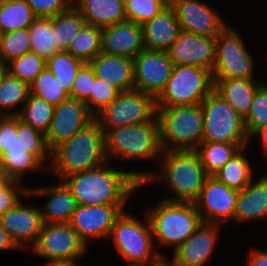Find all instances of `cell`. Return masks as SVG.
Listing matches in <instances>:
<instances>
[{
    "label": "cell",
    "mask_w": 267,
    "mask_h": 266,
    "mask_svg": "<svg viewBox=\"0 0 267 266\" xmlns=\"http://www.w3.org/2000/svg\"><path fill=\"white\" fill-rule=\"evenodd\" d=\"M120 93L112 84L95 78L90 97L85 101L89 110L96 115L106 105H109Z\"/></svg>",
    "instance_id": "cell-43"
},
{
    "label": "cell",
    "mask_w": 267,
    "mask_h": 266,
    "mask_svg": "<svg viewBox=\"0 0 267 266\" xmlns=\"http://www.w3.org/2000/svg\"><path fill=\"white\" fill-rule=\"evenodd\" d=\"M66 51L83 63H90L101 52V28L85 24Z\"/></svg>",
    "instance_id": "cell-34"
},
{
    "label": "cell",
    "mask_w": 267,
    "mask_h": 266,
    "mask_svg": "<svg viewBox=\"0 0 267 266\" xmlns=\"http://www.w3.org/2000/svg\"><path fill=\"white\" fill-rule=\"evenodd\" d=\"M215 50L216 37L199 36L181 29L178 39L167 50V54L173 65L196 66L212 72Z\"/></svg>",
    "instance_id": "cell-20"
},
{
    "label": "cell",
    "mask_w": 267,
    "mask_h": 266,
    "mask_svg": "<svg viewBox=\"0 0 267 266\" xmlns=\"http://www.w3.org/2000/svg\"><path fill=\"white\" fill-rule=\"evenodd\" d=\"M111 164L106 162L62 180L77 205H126L148 176V171H124Z\"/></svg>",
    "instance_id": "cell-1"
},
{
    "label": "cell",
    "mask_w": 267,
    "mask_h": 266,
    "mask_svg": "<svg viewBox=\"0 0 267 266\" xmlns=\"http://www.w3.org/2000/svg\"><path fill=\"white\" fill-rule=\"evenodd\" d=\"M31 52L47 61L61 50L57 46L51 18L37 17L28 28Z\"/></svg>",
    "instance_id": "cell-32"
},
{
    "label": "cell",
    "mask_w": 267,
    "mask_h": 266,
    "mask_svg": "<svg viewBox=\"0 0 267 266\" xmlns=\"http://www.w3.org/2000/svg\"><path fill=\"white\" fill-rule=\"evenodd\" d=\"M36 17L51 18L68 10L73 0H25Z\"/></svg>",
    "instance_id": "cell-46"
},
{
    "label": "cell",
    "mask_w": 267,
    "mask_h": 266,
    "mask_svg": "<svg viewBox=\"0 0 267 266\" xmlns=\"http://www.w3.org/2000/svg\"><path fill=\"white\" fill-rule=\"evenodd\" d=\"M148 266H178L172 259L169 261L166 256H160L156 261L150 263Z\"/></svg>",
    "instance_id": "cell-52"
},
{
    "label": "cell",
    "mask_w": 267,
    "mask_h": 266,
    "mask_svg": "<svg viewBox=\"0 0 267 266\" xmlns=\"http://www.w3.org/2000/svg\"><path fill=\"white\" fill-rule=\"evenodd\" d=\"M33 254L47 261L84 258L88 247L69 223L43 224Z\"/></svg>",
    "instance_id": "cell-13"
},
{
    "label": "cell",
    "mask_w": 267,
    "mask_h": 266,
    "mask_svg": "<svg viewBox=\"0 0 267 266\" xmlns=\"http://www.w3.org/2000/svg\"><path fill=\"white\" fill-rule=\"evenodd\" d=\"M168 3L169 0H124L126 20L141 25L154 18Z\"/></svg>",
    "instance_id": "cell-42"
},
{
    "label": "cell",
    "mask_w": 267,
    "mask_h": 266,
    "mask_svg": "<svg viewBox=\"0 0 267 266\" xmlns=\"http://www.w3.org/2000/svg\"><path fill=\"white\" fill-rule=\"evenodd\" d=\"M219 224L202 222L172 254L178 266H204L213 253L219 232Z\"/></svg>",
    "instance_id": "cell-21"
},
{
    "label": "cell",
    "mask_w": 267,
    "mask_h": 266,
    "mask_svg": "<svg viewBox=\"0 0 267 266\" xmlns=\"http://www.w3.org/2000/svg\"><path fill=\"white\" fill-rule=\"evenodd\" d=\"M104 141L107 160L111 163L114 158L121 161L154 159L158 163L162 153L157 118L107 130L104 132Z\"/></svg>",
    "instance_id": "cell-4"
},
{
    "label": "cell",
    "mask_w": 267,
    "mask_h": 266,
    "mask_svg": "<svg viewBox=\"0 0 267 266\" xmlns=\"http://www.w3.org/2000/svg\"><path fill=\"white\" fill-rule=\"evenodd\" d=\"M77 262L78 261L76 260H70V261L52 260V261H47L42 266H81L77 264Z\"/></svg>",
    "instance_id": "cell-51"
},
{
    "label": "cell",
    "mask_w": 267,
    "mask_h": 266,
    "mask_svg": "<svg viewBox=\"0 0 267 266\" xmlns=\"http://www.w3.org/2000/svg\"><path fill=\"white\" fill-rule=\"evenodd\" d=\"M44 61L37 54L29 52L7 63L8 73L17 79L31 84L45 68Z\"/></svg>",
    "instance_id": "cell-40"
},
{
    "label": "cell",
    "mask_w": 267,
    "mask_h": 266,
    "mask_svg": "<svg viewBox=\"0 0 267 266\" xmlns=\"http://www.w3.org/2000/svg\"><path fill=\"white\" fill-rule=\"evenodd\" d=\"M151 210V211H150ZM147 216L155 247L174 246L175 251L202 223L194 203L161 200Z\"/></svg>",
    "instance_id": "cell-6"
},
{
    "label": "cell",
    "mask_w": 267,
    "mask_h": 266,
    "mask_svg": "<svg viewBox=\"0 0 267 266\" xmlns=\"http://www.w3.org/2000/svg\"><path fill=\"white\" fill-rule=\"evenodd\" d=\"M29 95L30 85L7 72L0 84V116L18 115L16 108L22 107Z\"/></svg>",
    "instance_id": "cell-33"
},
{
    "label": "cell",
    "mask_w": 267,
    "mask_h": 266,
    "mask_svg": "<svg viewBox=\"0 0 267 266\" xmlns=\"http://www.w3.org/2000/svg\"><path fill=\"white\" fill-rule=\"evenodd\" d=\"M249 138L261 127L267 126V83L264 81L256 90L250 111L244 119Z\"/></svg>",
    "instance_id": "cell-41"
},
{
    "label": "cell",
    "mask_w": 267,
    "mask_h": 266,
    "mask_svg": "<svg viewBox=\"0 0 267 266\" xmlns=\"http://www.w3.org/2000/svg\"><path fill=\"white\" fill-rule=\"evenodd\" d=\"M242 38L230 24L216 37L213 79H255V61Z\"/></svg>",
    "instance_id": "cell-12"
},
{
    "label": "cell",
    "mask_w": 267,
    "mask_h": 266,
    "mask_svg": "<svg viewBox=\"0 0 267 266\" xmlns=\"http://www.w3.org/2000/svg\"><path fill=\"white\" fill-rule=\"evenodd\" d=\"M30 94L43 99L54 107L69 97V94L47 67L30 84Z\"/></svg>",
    "instance_id": "cell-38"
},
{
    "label": "cell",
    "mask_w": 267,
    "mask_h": 266,
    "mask_svg": "<svg viewBox=\"0 0 267 266\" xmlns=\"http://www.w3.org/2000/svg\"><path fill=\"white\" fill-rule=\"evenodd\" d=\"M83 64L67 51H60L46 61L45 67L60 82L62 88L70 94L75 76Z\"/></svg>",
    "instance_id": "cell-37"
},
{
    "label": "cell",
    "mask_w": 267,
    "mask_h": 266,
    "mask_svg": "<svg viewBox=\"0 0 267 266\" xmlns=\"http://www.w3.org/2000/svg\"><path fill=\"white\" fill-rule=\"evenodd\" d=\"M239 191L232 221H267V173Z\"/></svg>",
    "instance_id": "cell-25"
},
{
    "label": "cell",
    "mask_w": 267,
    "mask_h": 266,
    "mask_svg": "<svg viewBox=\"0 0 267 266\" xmlns=\"http://www.w3.org/2000/svg\"><path fill=\"white\" fill-rule=\"evenodd\" d=\"M181 29L195 35L217 37L228 25L210 4L198 0H169ZM216 11V12H215Z\"/></svg>",
    "instance_id": "cell-18"
},
{
    "label": "cell",
    "mask_w": 267,
    "mask_h": 266,
    "mask_svg": "<svg viewBox=\"0 0 267 266\" xmlns=\"http://www.w3.org/2000/svg\"><path fill=\"white\" fill-rule=\"evenodd\" d=\"M158 162V171H149L141 187L152 182L164 181L173 193H171L172 196H165L163 200L194 203L199 198L209 176L197 152L195 150L162 151Z\"/></svg>",
    "instance_id": "cell-2"
},
{
    "label": "cell",
    "mask_w": 267,
    "mask_h": 266,
    "mask_svg": "<svg viewBox=\"0 0 267 266\" xmlns=\"http://www.w3.org/2000/svg\"><path fill=\"white\" fill-rule=\"evenodd\" d=\"M144 48L141 25L123 21L101 28V52L134 59Z\"/></svg>",
    "instance_id": "cell-22"
},
{
    "label": "cell",
    "mask_w": 267,
    "mask_h": 266,
    "mask_svg": "<svg viewBox=\"0 0 267 266\" xmlns=\"http://www.w3.org/2000/svg\"><path fill=\"white\" fill-rule=\"evenodd\" d=\"M87 25L99 28L126 21L124 0H73Z\"/></svg>",
    "instance_id": "cell-28"
},
{
    "label": "cell",
    "mask_w": 267,
    "mask_h": 266,
    "mask_svg": "<svg viewBox=\"0 0 267 266\" xmlns=\"http://www.w3.org/2000/svg\"><path fill=\"white\" fill-rule=\"evenodd\" d=\"M162 151L196 150L203 140L201 104L157 108Z\"/></svg>",
    "instance_id": "cell-5"
},
{
    "label": "cell",
    "mask_w": 267,
    "mask_h": 266,
    "mask_svg": "<svg viewBox=\"0 0 267 266\" xmlns=\"http://www.w3.org/2000/svg\"><path fill=\"white\" fill-rule=\"evenodd\" d=\"M202 142L249 143L244 119L214 90L201 102Z\"/></svg>",
    "instance_id": "cell-10"
},
{
    "label": "cell",
    "mask_w": 267,
    "mask_h": 266,
    "mask_svg": "<svg viewBox=\"0 0 267 266\" xmlns=\"http://www.w3.org/2000/svg\"><path fill=\"white\" fill-rule=\"evenodd\" d=\"M106 162L104 132L94 120L51 152L48 173L62 181L65 177L97 168Z\"/></svg>",
    "instance_id": "cell-3"
},
{
    "label": "cell",
    "mask_w": 267,
    "mask_h": 266,
    "mask_svg": "<svg viewBox=\"0 0 267 266\" xmlns=\"http://www.w3.org/2000/svg\"><path fill=\"white\" fill-rule=\"evenodd\" d=\"M248 143L202 142L195 150L204 170L213 176L241 148Z\"/></svg>",
    "instance_id": "cell-30"
},
{
    "label": "cell",
    "mask_w": 267,
    "mask_h": 266,
    "mask_svg": "<svg viewBox=\"0 0 267 266\" xmlns=\"http://www.w3.org/2000/svg\"><path fill=\"white\" fill-rule=\"evenodd\" d=\"M1 157L9 180L22 182L23 175L28 170L48 171L51 151L47 146L45 134L23 123L17 116V133H15L14 142Z\"/></svg>",
    "instance_id": "cell-7"
},
{
    "label": "cell",
    "mask_w": 267,
    "mask_h": 266,
    "mask_svg": "<svg viewBox=\"0 0 267 266\" xmlns=\"http://www.w3.org/2000/svg\"><path fill=\"white\" fill-rule=\"evenodd\" d=\"M133 60L134 90L157 99L165 89L174 66L167 51L143 49Z\"/></svg>",
    "instance_id": "cell-16"
},
{
    "label": "cell",
    "mask_w": 267,
    "mask_h": 266,
    "mask_svg": "<svg viewBox=\"0 0 267 266\" xmlns=\"http://www.w3.org/2000/svg\"><path fill=\"white\" fill-rule=\"evenodd\" d=\"M127 266H146V265H143V264H129Z\"/></svg>",
    "instance_id": "cell-55"
},
{
    "label": "cell",
    "mask_w": 267,
    "mask_h": 266,
    "mask_svg": "<svg viewBox=\"0 0 267 266\" xmlns=\"http://www.w3.org/2000/svg\"><path fill=\"white\" fill-rule=\"evenodd\" d=\"M18 249L13 243L10 235L2 228L0 223V251L1 250Z\"/></svg>",
    "instance_id": "cell-49"
},
{
    "label": "cell",
    "mask_w": 267,
    "mask_h": 266,
    "mask_svg": "<svg viewBox=\"0 0 267 266\" xmlns=\"http://www.w3.org/2000/svg\"><path fill=\"white\" fill-rule=\"evenodd\" d=\"M30 198L29 186H23L22 182L9 180L0 182V217L10 208L14 207L21 198Z\"/></svg>",
    "instance_id": "cell-44"
},
{
    "label": "cell",
    "mask_w": 267,
    "mask_h": 266,
    "mask_svg": "<svg viewBox=\"0 0 267 266\" xmlns=\"http://www.w3.org/2000/svg\"><path fill=\"white\" fill-rule=\"evenodd\" d=\"M95 78L90 64L84 63L75 76L69 96L85 102L90 97Z\"/></svg>",
    "instance_id": "cell-45"
},
{
    "label": "cell",
    "mask_w": 267,
    "mask_h": 266,
    "mask_svg": "<svg viewBox=\"0 0 267 266\" xmlns=\"http://www.w3.org/2000/svg\"><path fill=\"white\" fill-rule=\"evenodd\" d=\"M22 107L19 109L18 118L23 123L46 135L51 125L54 106L30 94Z\"/></svg>",
    "instance_id": "cell-36"
},
{
    "label": "cell",
    "mask_w": 267,
    "mask_h": 266,
    "mask_svg": "<svg viewBox=\"0 0 267 266\" xmlns=\"http://www.w3.org/2000/svg\"><path fill=\"white\" fill-rule=\"evenodd\" d=\"M261 137V149L263 150L264 157L267 158V126L261 127L258 129L250 138Z\"/></svg>",
    "instance_id": "cell-50"
},
{
    "label": "cell",
    "mask_w": 267,
    "mask_h": 266,
    "mask_svg": "<svg viewBox=\"0 0 267 266\" xmlns=\"http://www.w3.org/2000/svg\"><path fill=\"white\" fill-rule=\"evenodd\" d=\"M144 221L125 211L115 220L108 239L114 240V246L129 264H143L148 266L160 256L155 247L152 227L147 214Z\"/></svg>",
    "instance_id": "cell-8"
},
{
    "label": "cell",
    "mask_w": 267,
    "mask_h": 266,
    "mask_svg": "<svg viewBox=\"0 0 267 266\" xmlns=\"http://www.w3.org/2000/svg\"><path fill=\"white\" fill-rule=\"evenodd\" d=\"M247 266H267V250L251 249Z\"/></svg>",
    "instance_id": "cell-48"
},
{
    "label": "cell",
    "mask_w": 267,
    "mask_h": 266,
    "mask_svg": "<svg viewBox=\"0 0 267 266\" xmlns=\"http://www.w3.org/2000/svg\"><path fill=\"white\" fill-rule=\"evenodd\" d=\"M0 223L18 249H32L44 224L40 208L22 199L0 217Z\"/></svg>",
    "instance_id": "cell-19"
},
{
    "label": "cell",
    "mask_w": 267,
    "mask_h": 266,
    "mask_svg": "<svg viewBox=\"0 0 267 266\" xmlns=\"http://www.w3.org/2000/svg\"><path fill=\"white\" fill-rule=\"evenodd\" d=\"M94 120L95 115L84 101L67 97L54 107L51 125L45 135L49 150L52 152Z\"/></svg>",
    "instance_id": "cell-14"
},
{
    "label": "cell",
    "mask_w": 267,
    "mask_h": 266,
    "mask_svg": "<svg viewBox=\"0 0 267 266\" xmlns=\"http://www.w3.org/2000/svg\"><path fill=\"white\" fill-rule=\"evenodd\" d=\"M31 52L30 34L28 29L6 32L0 36V58L9 63Z\"/></svg>",
    "instance_id": "cell-39"
},
{
    "label": "cell",
    "mask_w": 267,
    "mask_h": 266,
    "mask_svg": "<svg viewBox=\"0 0 267 266\" xmlns=\"http://www.w3.org/2000/svg\"><path fill=\"white\" fill-rule=\"evenodd\" d=\"M7 181H9V178L5 174L2 157L0 156V182H7Z\"/></svg>",
    "instance_id": "cell-54"
},
{
    "label": "cell",
    "mask_w": 267,
    "mask_h": 266,
    "mask_svg": "<svg viewBox=\"0 0 267 266\" xmlns=\"http://www.w3.org/2000/svg\"><path fill=\"white\" fill-rule=\"evenodd\" d=\"M37 17L25 0H0V30L28 29Z\"/></svg>",
    "instance_id": "cell-31"
},
{
    "label": "cell",
    "mask_w": 267,
    "mask_h": 266,
    "mask_svg": "<svg viewBox=\"0 0 267 266\" xmlns=\"http://www.w3.org/2000/svg\"><path fill=\"white\" fill-rule=\"evenodd\" d=\"M146 50L167 51L178 39L181 26L168 3L154 18L141 24Z\"/></svg>",
    "instance_id": "cell-23"
},
{
    "label": "cell",
    "mask_w": 267,
    "mask_h": 266,
    "mask_svg": "<svg viewBox=\"0 0 267 266\" xmlns=\"http://www.w3.org/2000/svg\"><path fill=\"white\" fill-rule=\"evenodd\" d=\"M213 90L211 71L196 66L174 65L165 89L156 99V107L201 104Z\"/></svg>",
    "instance_id": "cell-9"
},
{
    "label": "cell",
    "mask_w": 267,
    "mask_h": 266,
    "mask_svg": "<svg viewBox=\"0 0 267 266\" xmlns=\"http://www.w3.org/2000/svg\"><path fill=\"white\" fill-rule=\"evenodd\" d=\"M7 63L0 58V84L3 77L7 74Z\"/></svg>",
    "instance_id": "cell-53"
},
{
    "label": "cell",
    "mask_w": 267,
    "mask_h": 266,
    "mask_svg": "<svg viewBox=\"0 0 267 266\" xmlns=\"http://www.w3.org/2000/svg\"><path fill=\"white\" fill-rule=\"evenodd\" d=\"M239 191L208 176L199 198L194 202L202 222L222 224L232 221Z\"/></svg>",
    "instance_id": "cell-17"
},
{
    "label": "cell",
    "mask_w": 267,
    "mask_h": 266,
    "mask_svg": "<svg viewBox=\"0 0 267 266\" xmlns=\"http://www.w3.org/2000/svg\"><path fill=\"white\" fill-rule=\"evenodd\" d=\"M15 133H17V115L0 116V156L13 144Z\"/></svg>",
    "instance_id": "cell-47"
},
{
    "label": "cell",
    "mask_w": 267,
    "mask_h": 266,
    "mask_svg": "<svg viewBox=\"0 0 267 266\" xmlns=\"http://www.w3.org/2000/svg\"><path fill=\"white\" fill-rule=\"evenodd\" d=\"M57 46L66 51L79 30L86 24L82 14L72 5L68 10L52 17Z\"/></svg>",
    "instance_id": "cell-35"
},
{
    "label": "cell",
    "mask_w": 267,
    "mask_h": 266,
    "mask_svg": "<svg viewBox=\"0 0 267 266\" xmlns=\"http://www.w3.org/2000/svg\"><path fill=\"white\" fill-rule=\"evenodd\" d=\"M125 205H77L69 222L88 247L89 241L107 240Z\"/></svg>",
    "instance_id": "cell-15"
},
{
    "label": "cell",
    "mask_w": 267,
    "mask_h": 266,
    "mask_svg": "<svg viewBox=\"0 0 267 266\" xmlns=\"http://www.w3.org/2000/svg\"><path fill=\"white\" fill-rule=\"evenodd\" d=\"M156 99L137 90L120 92L95 115L103 132L119 127L141 124L156 118Z\"/></svg>",
    "instance_id": "cell-11"
},
{
    "label": "cell",
    "mask_w": 267,
    "mask_h": 266,
    "mask_svg": "<svg viewBox=\"0 0 267 266\" xmlns=\"http://www.w3.org/2000/svg\"><path fill=\"white\" fill-rule=\"evenodd\" d=\"M241 148L236 152L213 176L227 187L241 191L253 178V170L250 160L245 156Z\"/></svg>",
    "instance_id": "cell-29"
},
{
    "label": "cell",
    "mask_w": 267,
    "mask_h": 266,
    "mask_svg": "<svg viewBox=\"0 0 267 266\" xmlns=\"http://www.w3.org/2000/svg\"><path fill=\"white\" fill-rule=\"evenodd\" d=\"M97 78L112 84L120 92L134 90V60L100 52L90 63Z\"/></svg>",
    "instance_id": "cell-26"
},
{
    "label": "cell",
    "mask_w": 267,
    "mask_h": 266,
    "mask_svg": "<svg viewBox=\"0 0 267 266\" xmlns=\"http://www.w3.org/2000/svg\"><path fill=\"white\" fill-rule=\"evenodd\" d=\"M29 194L31 198L43 195L48 197V202L40 207L44 224L69 223L77 208L75 198L62 181L60 184L46 187L31 186Z\"/></svg>",
    "instance_id": "cell-24"
},
{
    "label": "cell",
    "mask_w": 267,
    "mask_h": 266,
    "mask_svg": "<svg viewBox=\"0 0 267 266\" xmlns=\"http://www.w3.org/2000/svg\"><path fill=\"white\" fill-rule=\"evenodd\" d=\"M214 91L245 119L250 111L255 92L264 82L255 79H213Z\"/></svg>",
    "instance_id": "cell-27"
}]
</instances>
